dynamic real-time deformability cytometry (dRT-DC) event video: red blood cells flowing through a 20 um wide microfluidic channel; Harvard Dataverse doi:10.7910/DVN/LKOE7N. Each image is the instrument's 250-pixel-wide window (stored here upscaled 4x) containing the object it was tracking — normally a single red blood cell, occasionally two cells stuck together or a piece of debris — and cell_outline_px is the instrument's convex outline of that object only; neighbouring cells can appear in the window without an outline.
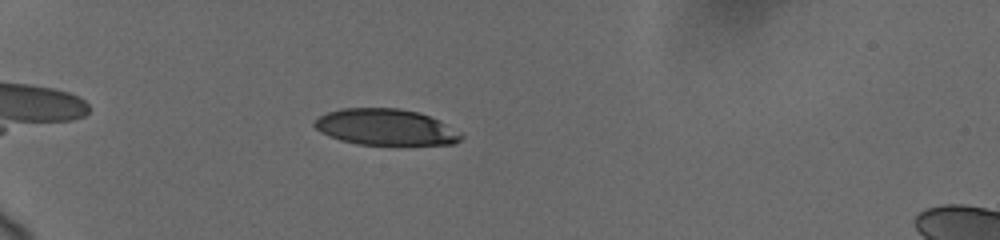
{"species": "human", "species_latin": "Homo sapiens", "temperature_condition": "cold", "stored_images_in_passage": 68, "camera_frame_rate_fps": 3000, "um_per_image_px": 0.085, "donor": {"sex": "female"}, "frame": {"image": 1, "passage_image": 10, "time_ms": 2.333, "image_size_px": [1000, 240], "cell_outline_px": [[464, 136], [460, 140], [452, 144], [356, 144], [340, 140], [328, 136], [320, 132], [312, 124], [320, 116], [328, 112], [340, 108], [400, 108], [416, 112], [428, 116], [444, 124]], "centroid_in_image_um": [32.7, 10.8], "position_along_channel_um": 52.3, "area_um2": 30.46}}
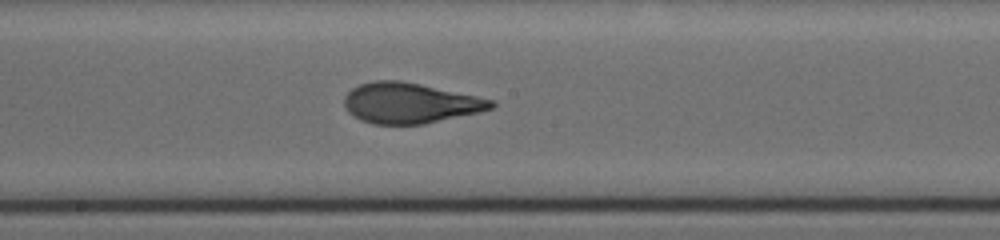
{"frame": {"image": 2, "passage_image": 37, "time_ms": 7.667, "image_size_px": [1000, 240], "cell_outline_px": [[496, 104], [492, 108], [480, 112], [424, 124], [372, 124], [360, 120], [348, 112], [344, 104], [344, 96], [352, 88], [360, 84], [372, 80], [400, 80], [420, 84], [496, 100]], "centroid_in_image_um": [34.84, 8.76], "position_along_channel_um": 213.4, "area_um2": 34.74}}
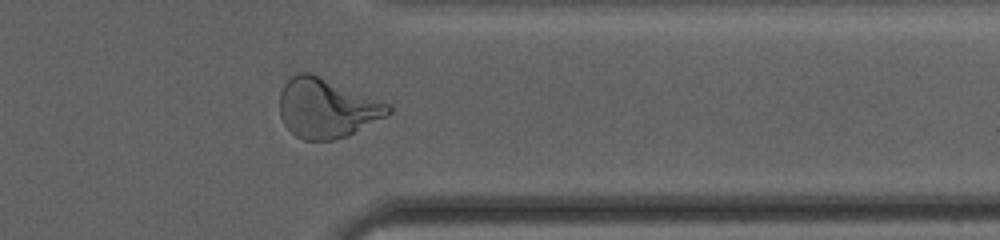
{"frame": {"image": 3, "passage_image": 61, "time_ms": 12.333, "image_size_px": [1000, 240], "cell_outline_px": [[392, 112], [388, 116], [344, 136], [332, 140], [304, 140], [296, 136], [284, 124], [280, 116], [280, 92], [284, 84], [292, 76], [300, 72], [308, 72], [392, 104]], "centroid_in_image_um": [27.78, 9.19], "position_along_channel_um": 383.6, "area_um2": 37.34}, "authors_computed_cell_mechanics": {"area_um2": 34.3621, "velocity_mm_per_s": 3.6824, "shape_relaxation_time_tau1_ms": 4.4502, "shape_relaxation_time_tau2_ms": 0.8574, "deformation_change_tau1": 0.207, "deformation_change_tau2": 0.0879}}